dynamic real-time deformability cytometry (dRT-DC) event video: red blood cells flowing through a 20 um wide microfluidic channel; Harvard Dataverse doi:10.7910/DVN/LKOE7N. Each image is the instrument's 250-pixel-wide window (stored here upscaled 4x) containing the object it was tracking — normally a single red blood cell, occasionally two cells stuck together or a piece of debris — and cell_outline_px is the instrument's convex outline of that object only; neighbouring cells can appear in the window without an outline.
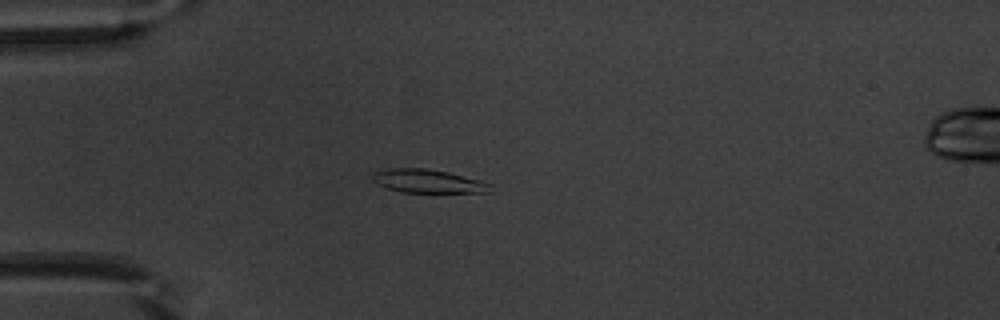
{"species": "common noctule bat (a hibernating species)", "species_latin": "Nyctalus noctula", "temperature_condition": "warm", "stored_images_in_passage": 19, "camera_frame_rate_fps": 3000, "um_per_image_px": 0.085, "animal": {"sex": "male", "body_mass_g": 20.1, "forearm_length_mm": 53.5}, "frame": {"image": 1, "passage_image": 14, "time_ms": 4.333, "image_size_px": [1000, 320], "cell_outline_px": [[492, 192], [404, 192], [388, 188], [372, 180], [372, 172], [388, 168], [424, 168], [448, 172], [492, 184]], "centroid_in_image_um": [36.36, 15.39], "position_along_channel_um": 48.6, "area_um2": 15.9}}